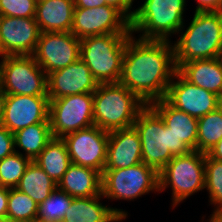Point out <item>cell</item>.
<instances>
[{
  "mask_svg": "<svg viewBox=\"0 0 222 222\" xmlns=\"http://www.w3.org/2000/svg\"><path fill=\"white\" fill-rule=\"evenodd\" d=\"M176 71L170 40H144L133 35L128 38L119 83L144 103L165 98Z\"/></svg>",
  "mask_w": 222,
  "mask_h": 222,
  "instance_id": "1",
  "label": "cell"
},
{
  "mask_svg": "<svg viewBox=\"0 0 222 222\" xmlns=\"http://www.w3.org/2000/svg\"><path fill=\"white\" fill-rule=\"evenodd\" d=\"M133 126L140 135L142 162L158 173L174 156L185 155L192 151L174 135L150 105H146L139 112Z\"/></svg>",
  "mask_w": 222,
  "mask_h": 222,
  "instance_id": "2",
  "label": "cell"
},
{
  "mask_svg": "<svg viewBox=\"0 0 222 222\" xmlns=\"http://www.w3.org/2000/svg\"><path fill=\"white\" fill-rule=\"evenodd\" d=\"M174 61L181 63L222 57V12H196L175 43Z\"/></svg>",
  "mask_w": 222,
  "mask_h": 222,
  "instance_id": "3",
  "label": "cell"
},
{
  "mask_svg": "<svg viewBox=\"0 0 222 222\" xmlns=\"http://www.w3.org/2000/svg\"><path fill=\"white\" fill-rule=\"evenodd\" d=\"M146 105L119 82L100 83L93 92L94 125L108 132L132 127Z\"/></svg>",
  "mask_w": 222,
  "mask_h": 222,
  "instance_id": "4",
  "label": "cell"
},
{
  "mask_svg": "<svg viewBox=\"0 0 222 222\" xmlns=\"http://www.w3.org/2000/svg\"><path fill=\"white\" fill-rule=\"evenodd\" d=\"M186 0H145L130 20L131 33L144 40H167L184 30ZM142 33V35H141Z\"/></svg>",
  "mask_w": 222,
  "mask_h": 222,
  "instance_id": "5",
  "label": "cell"
},
{
  "mask_svg": "<svg viewBox=\"0 0 222 222\" xmlns=\"http://www.w3.org/2000/svg\"><path fill=\"white\" fill-rule=\"evenodd\" d=\"M132 34H104L81 39L80 59L100 83H118L128 38Z\"/></svg>",
  "mask_w": 222,
  "mask_h": 222,
  "instance_id": "6",
  "label": "cell"
},
{
  "mask_svg": "<svg viewBox=\"0 0 222 222\" xmlns=\"http://www.w3.org/2000/svg\"><path fill=\"white\" fill-rule=\"evenodd\" d=\"M205 157L206 153L197 150L174 156L158 173L160 193L172 188L173 207L205 189Z\"/></svg>",
  "mask_w": 222,
  "mask_h": 222,
  "instance_id": "7",
  "label": "cell"
},
{
  "mask_svg": "<svg viewBox=\"0 0 222 222\" xmlns=\"http://www.w3.org/2000/svg\"><path fill=\"white\" fill-rule=\"evenodd\" d=\"M0 61V91L13 95H47V75L33 55H7Z\"/></svg>",
  "mask_w": 222,
  "mask_h": 222,
  "instance_id": "8",
  "label": "cell"
},
{
  "mask_svg": "<svg viewBox=\"0 0 222 222\" xmlns=\"http://www.w3.org/2000/svg\"><path fill=\"white\" fill-rule=\"evenodd\" d=\"M150 191L159 192L158 172L143 162L102 173L101 193L108 200L131 201Z\"/></svg>",
  "mask_w": 222,
  "mask_h": 222,
  "instance_id": "9",
  "label": "cell"
},
{
  "mask_svg": "<svg viewBox=\"0 0 222 222\" xmlns=\"http://www.w3.org/2000/svg\"><path fill=\"white\" fill-rule=\"evenodd\" d=\"M49 121L54 138L93 126V93L49 100Z\"/></svg>",
  "mask_w": 222,
  "mask_h": 222,
  "instance_id": "10",
  "label": "cell"
},
{
  "mask_svg": "<svg viewBox=\"0 0 222 222\" xmlns=\"http://www.w3.org/2000/svg\"><path fill=\"white\" fill-rule=\"evenodd\" d=\"M71 33L79 39L104 34H132L130 20L116 7H74Z\"/></svg>",
  "mask_w": 222,
  "mask_h": 222,
  "instance_id": "11",
  "label": "cell"
},
{
  "mask_svg": "<svg viewBox=\"0 0 222 222\" xmlns=\"http://www.w3.org/2000/svg\"><path fill=\"white\" fill-rule=\"evenodd\" d=\"M109 132L93 125L62 137L71 163L92 168L101 175L104 171Z\"/></svg>",
  "mask_w": 222,
  "mask_h": 222,
  "instance_id": "12",
  "label": "cell"
},
{
  "mask_svg": "<svg viewBox=\"0 0 222 222\" xmlns=\"http://www.w3.org/2000/svg\"><path fill=\"white\" fill-rule=\"evenodd\" d=\"M81 39L71 32H41L33 54L46 75L80 58Z\"/></svg>",
  "mask_w": 222,
  "mask_h": 222,
  "instance_id": "13",
  "label": "cell"
},
{
  "mask_svg": "<svg viewBox=\"0 0 222 222\" xmlns=\"http://www.w3.org/2000/svg\"><path fill=\"white\" fill-rule=\"evenodd\" d=\"M49 121V97L3 94L1 126L11 133Z\"/></svg>",
  "mask_w": 222,
  "mask_h": 222,
  "instance_id": "14",
  "label": "cell"
},
{
  "mask_svg": "<svg viewBox=\"0 0 222 222\" xmlns=\"http://www.w3.org/2000/svg\"><path fill=\"white\" fill-rule=\"evenodd\" d=\"M165 99L196 119L222 105V99L218 95L190 83L178 71L168 86Z\"/></svg>",
  "mask_w": 222,
  "mask_h": 222,
  "instance_id": "15",
  "label": "cell"
},
{
  "mask_svg": "<svg viewBox=\"0 0 222 222\" xmlns=\"http://www.w3.org/2000/svg\"><path fill=\"white\" fill-rule=\"evenodd\" d=\"M40 33L35 18L0 16V56L33 55Z\"/></svg>",
  "mask_w": 222,
  "mask_h": 222,
  "instance_id": "16",
  "label": "cell"
},
{
  "mask_svg": "<svg viewBox=\"0 0 222 222\" xmlns=\"http://www.w3.org/2000/svg\"><path fill=\"white\" fill-rule=\"evenodd\" d=\"M98 84L89 67L79 58L67 67L47 75V95L49 100H53L67 95L93 93Z\"/></svg>",
  "mask_w": 222,
  "mask_h": 222,
  "instance_id": "17",
  "label": "cell"
},
{
  "mask_svg": "<svg viewBox=\"0 0 222 222\" xmlns=\"http://www.w3.org/2000/svg\"><path fill=\"white\" fill-rule=\"evenodd\" d=\"M140 163L141 140L135 127L110 131L104 170L123 169Z\"/></svg>",
  "mask_w": 222,
  "mask_h": 222,
  "instance_id": "18",
  "label": "cell"
},
{
  "mask_svg": "<svg viewBox=\"0 0 222 222\" xmlns=\"http://www.w3.org/2000/svg\"><path fill=\"white\" fill-rule=\"evenodd\" d=\"M97 196L73 198L69 210L65 212L62 222H120L128 216L123 209L102 205Z\"/></svg>",
  "mask_w": 222,
  "mask_h": 222,
  "instance_id": "19",
  "label": "cell"
},
{
  "mask_svg": "<svg viewBox=\"0 0 222 222\" xmlns=\"http://www.w3.org/2000/svg\"><path fill=\"white\" fill-rule=\"evenodd\" d=\"M177 71L190 83L222 99V57L184 62Z\"/></svg>",
  "mask_w": 222,
  "mask_h": 222,
  "instance_id": "20",
  "label": "cell"
},
{
  "mask_svg": "<svg viewBox=\"0 0 222 222\" xmlns=\"http://www.w3.org/2000/svg\"><path fill=\"white\" fill-rule=\"evenodd\" d=\"M74 0H39L35 20L40 32H71Z\"/></svg>",
  "mask_w": 222,
  "mask_h": 222,
  "instance_id": "21",
  "label": "cell"
},
{
  "mask_svg": "<svg viewBox=\"0 0 222 222\" xmlns=\"http://www.w3.org/2000/svg\"><path fill=\"white\" fill-rule=\"evenodd\" d=\"M149 105L181 142L192 150H197L198 119L172 106L165 98L153 101Z\"/></svg>",
  "mask_w": 222,
  "mask_h": 222,
  "instance_id": "22",
  "label": "cell"
},
{
  "mask_svg": "<svg viewBox=\"0 0 222 222\" xmlns=\"http://www.w3.org/2000/svg\"><path fill=\"white\" fill-rule=\"evenodd\" d=\"M102 175L88 167L71 163L57 184V188L74 198L101 194Z\"/></svg>",
  "mask_w": 222,
  "mask_h": 222,
  "instance_id": "23",
  "label": "cell"
},
{
  "mask_svg": "<svg viewBox=\"0 0 222 222\" xmlns=\"http://www.w3.org/2000/svg\"><path fill=\"white\" fill-rule=\"evenodd\" d=\"M34 162L57 184L71 164L65 142L62 138L54 137L47 143Z\"/></svg>",
  "mask_w": 222,
  "mask_h": 222,
  "instance_id": "24",
  "label": "cell"
},
{
  "mask_svg": "<svg viewBox=\"0 0 222 222\" xmlns=\"http://www.w3.org/2000/svg\"><path fill=\"white\" fill-rule=\"evenodd\" d=\"M14 148L18 147L32 161L43 151L47 143L53 138L50 121H44L25 127L13 133Z\"/></svg>",
  "mask_w": 222,
  "mask_h": 222,
  "instance_id": "25",
  "label": "cell"
},
{
  "mask_svg": "<svg viewBox=\"0 0 222 222\" xmlns=\"http://www.w3.org/2000/svg\"><path fill=\"white\" fill-rule=\"evenodd\" d=\"M57 188L55 183L34 161L27 166L16 189L28 195L37 204L44 202Z\"/></svg>",
  "mask_w": 222,
  "mask_h": 222,
  "instance_id": "26",
  "label": "cell"
},
{
  "mask_svg": "<svg viewBox=\"0 0 222 222\" xmlns=\"http://www.w3.org/2000/svg\"><path fill=\"white\" fill-rule=\"evenodd\" d=\"M222 139V105L198 119L197 151L208 153Z\"/></svg>",
  "mask_w": 222,
  "mask_h": 222,
  "instance_id": "27",
  "label": "cell"
},
{
  "mask_svg": "<svg viewBox=\"0 0 222 222\" xmlns=\"http://www.w3.org/2000/svg\"><path fill=\"white\" fill-rule=\"evenodd\" d=\"M74 197L56 188L49 197L38 204L37 222H62Z\"/></svg>",
  "mask_w": 222,
  "mask_h": 222,
  "instance_id": "28",
  "label": "cell"
},
{
  "mask_svg": "<svg viewBox=\"0 0 222 222\" xmlns=\"http://www.w3.org/2000/svg\"><path fill=\"white\" fill-rule=\"evenodd\" d=\"M38 204L16 188H9L6 218L12 222H35Z\"/></svg>",
  "mask_w": 222,
  "mask_h": 222,
  "instance_id": "29",
  "label": "cell"
},
{
  "mask_svg": "<svg viewBox=\"0 0 222 222\" xmlns=\"http://www.w3.org/2000/svg\"><path fill=\"white\" fill-rule=\"evenodd\" d=\"M31 161L16 149L12 155L0 160V186L16 188Z\"/></svg>",
  "mask_w": 222,
  "mask_h": 222,
  "instance_id": "30",
  "label": "cell"
},
{
  "mask_svg": "<svg viewBox=\"0 0 222 222\" xmlns=\"http://www.w3.org/2000/svg\"><path fill=\"white\" fill-rule=\"evenodd\" d=\"M205 189L209 192L210 204L222 209V161L205 157Z\"/></svg>",
  "mask_w": 222,
  "mask_h": 222,
  "instance_id": "31",
  "label": "cell"
},
{
  "mask_svg": "<svg viewBox=\"0 0 222 222\" xmlns=\"http://www.w3.org/2000/svg\"><path fill=\"white\" fill-rule=\"evenodd\" d=\"M37 0H0V16L35 18Z\"/></svg>",
  "mask_w": 222,
  "mask_h": 222,
  "instance_id": "32",
  "label": "cell"
},
{
  "mask_svg": "<svg viewBox=\"0 0 222 222\" xmlns=\"http://www.w3.org/2000/svg\"><path fill=\"white\" fill-rule=\"evenodd\" d=\"M15 152L14 135L6 127L0 125V160Z\"/></svg>",
  "mask_w": 222,
  "mask_h": 222,
  "instance_id": "33",
  "label": "cell"
},
{
  "mask_svg": "<svg viewBox=\"0 0 222 222\" xmlns=\"http://www.w3.org/2000/svg\"><path fill=\"white\" fill-rule=\"evenodd\" d=\"M134 0H105L107 5H111L120 10L129 20L134 16L135 10L130 11Z\"/></svg>",
  "mask_w": 222,
  "mask_h": 222,
  "instance_id": "34",
  "label": "cell"
},
{
  "mask_svg": "<svg viewBox=\"0 0 222 222\" xmlns=\"http://www.w3.org/2000/svg\"><path fill=\"white\" fill-rule=\"evenodd\" d=\"M196 12L219 11V0H196Z\"/></svg>",
  "mask_w": 222,
  "mask_h": 222,
  "instance_id": "35",
  "label": "cell"
},
{
  "mask_svg": "<svg viewBox=\"0 0 222 222\" xmlns=\"http://www.w3.org/2000/svg\"><path fill=\"white\" fill-rule=\"evenodd\" d=\"M9 188L0 186V218H6Z\"/></svg>",
  "mask_w": 222,
  "mask_h": 222,
  "instance_id": "36",
  "label": "cell"
},
{
  "mask_svg": "<svg viewBox=\"0 0 222 222\" xmlns=\"http://www.w3.org/2000/svg\"><path fill=\"white\" fill-rule=\"evenodd\" d=\"M75 7L93 8L105 5V0H74Z\"/></svg>",
  "mask_w": 222,
  "mask_h": 222,
  "instance_id": "37",
  "label": "cell"
},
{
  "mask_svg": "<svg viewBox=\"0 0 222 222\" xmlns=\"http://www.w3.org/2000/svg\"><path fill=\"white\" fill-rule=\"evenodd\" d=\"M207 154L215 160L222 161V139Z\"/></svg>",
  "mask_w": 222,
  "mask_h": 222,
  "instance_id": "38",
  "label": "cell"
},
{
  "mask_svg": "<svg viewBox=\"0 0 222 222\" xmlns=\"http://www.w3.org/2000/svg\"><path fill=\"white\" fill-rule=\"evenodd\" d=\"M210 219H207L209 222H222V209H215L211 214Z\"/></svg>",
  "mask_w": 222,
  "mask_h": 222,
  "instance_id": "39",
  "label": "cell"
},
{
  "mask_svg": "<svg viewBox=\"0 0 222 222\" xmlns=\"http://www.w3.org/2000/svg\"><path fill=\"white\" fill-rule=\"evenodd\" d=\"M2 111H3V94L0 91V124H1V120H2Z\"/></svg>",
  "mask_w": 222,
  "mask_h": 222,
  "instance_id": "40",
  "label": "cell"
},
{
  "mask_svg": "<svg viewBox=\"0 0 222 222\" xmlns=\"http://www.w3.org/2000/svg\"><path fill=\"white\" fill-rule=\"evenodd\" d=\"M0 222H12V221H10V220L7 219V218H0Z\"/></svg>",
  "mask_w": 222,
  "mask_h": 222,
  "instance_id": "41",
  "label": "cell"
},
{
  "mask_svg": "<svg viewBox=\"0 0 222 222\" xmlns=\"http://www.w3.org/2000/svg\"><path fill=\"white\" fill-rule=\"evenodd\" d=\"M219 11L222 12V0H219Z\"/></svg>",
  "mask_w": 222,
  "mask_h": 222,
  "instance_id": "42",
  "label": "cell"
}]
</instances>
